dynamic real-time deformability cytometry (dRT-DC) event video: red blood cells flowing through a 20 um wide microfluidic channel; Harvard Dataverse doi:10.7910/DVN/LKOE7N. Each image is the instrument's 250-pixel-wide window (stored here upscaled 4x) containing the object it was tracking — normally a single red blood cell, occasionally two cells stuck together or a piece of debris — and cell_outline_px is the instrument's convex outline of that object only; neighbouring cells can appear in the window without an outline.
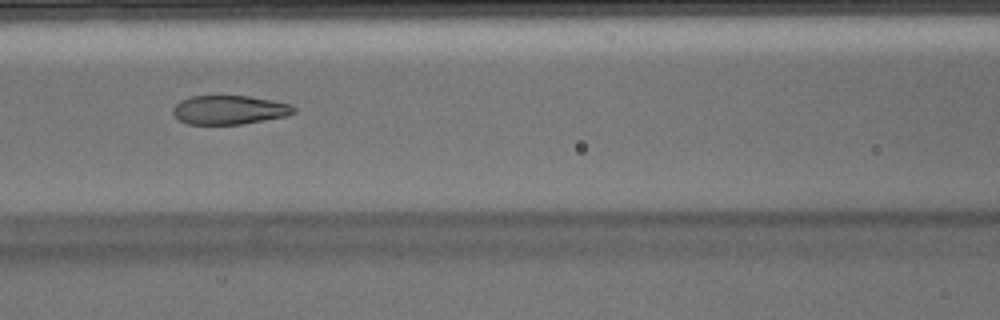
{"species": "Egyptian fruit bat (a non-hibernating species)", "species_latin": "Rousettus aegyptiacus", "temperature_condition": "warm", "stored_images_in_passage": 47, "camera_frame_rate_fps": 3000, "um_per_image_px": 0.085, "animal": {"sex": "male"}, "frame": {"image": 1, "passage_image": 18, "time_ms": 5.667, "image_size_px": [1000, 320], "cell_outline_px": [[296, 112], [288, 116], [240, 124], [188, 124], [180, 120], [172, 112], [172, 108], [180, 100], [192, 96], [248, 96], [272, 100], [288, 104], [296, 108]], "centroid_in_image_um": [19.5, 9.34], "position_along_channel_um": 147.1, "area_um2": 20.29}}
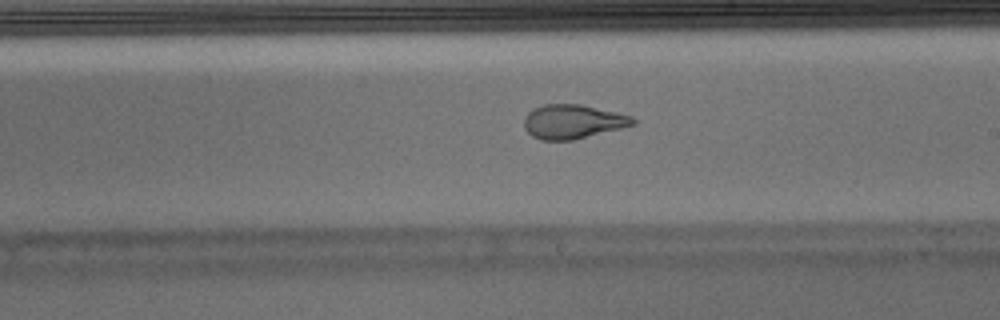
{"frame": {"image": 2, "passage_image": 25, "time_ms": 8.0, "image_size_px": [1000, 320], "cell_outline_px": [[636, 124], [572, 140], [540, 140], [532, 136], [524, 128], [524, 116], [532, 108], [544, 104], [580, 104], [632, 116], [636, 120]], "centroid_in_image_um": [48.64, 10.33], "position_along_channel_um": 240.4, "area_um2": 21.56}}
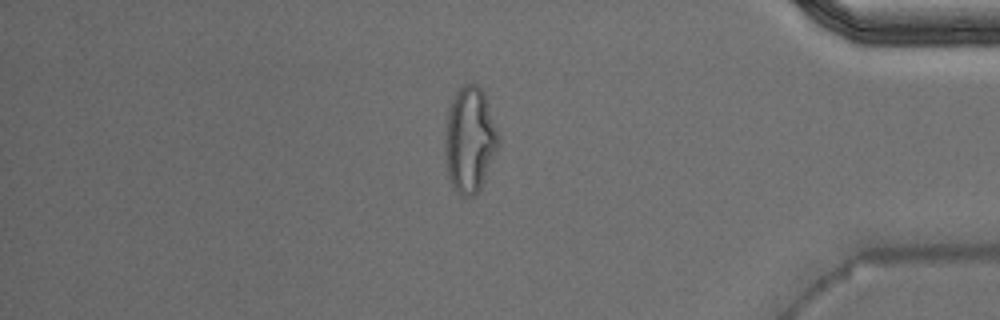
{"frame": {"image": 3, "passage_image": 39, "time_ms": 12.667, "image_size_px": [1000, 320], "cell_outline_px": [[500, 144], [484, 180], [480, 188], [472, 196], [460, 196], [452, 184], [448, 176], [444, 152], [444, 148], [448, 112], [456, 92], [464, 84], [476, 84], [484, 92], [500, 136]], "centroid_in_image_um": [39.95, 11.89], "position_along_channel_um": 395.3, "area_um2": 32.77}, "authors_computed_cell_mechanics": {"area_um2": 22.0218, "velocity_mm_per_s": 3.9976, "shape_relaxation_time_tau1_ms": null, "shape_relaxation_time_tau2_ms": 1.1423, "deformation_change_tau1": null, "deformation_change_tau2": 0.0674}}